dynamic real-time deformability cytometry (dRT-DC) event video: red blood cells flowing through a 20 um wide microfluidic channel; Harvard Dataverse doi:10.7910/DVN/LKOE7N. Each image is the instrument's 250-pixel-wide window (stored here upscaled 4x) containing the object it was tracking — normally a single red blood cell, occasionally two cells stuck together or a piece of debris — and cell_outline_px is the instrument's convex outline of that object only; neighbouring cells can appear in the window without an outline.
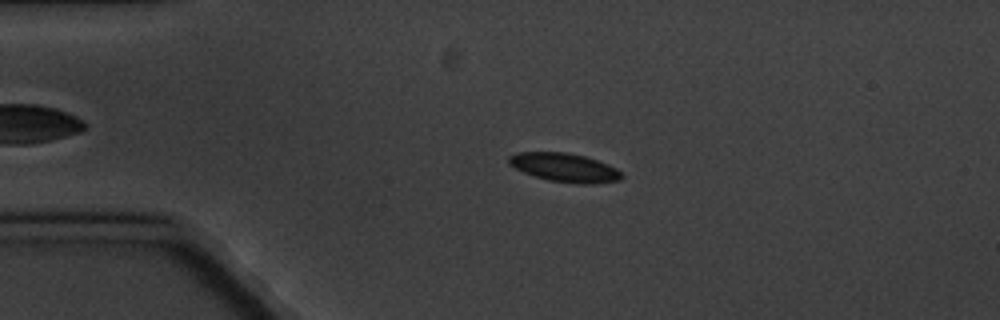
{"species": "common noctule bat (a hibernating species)", "species_latin": "Nyctalus noctula", "temperature_condition": "cold", "stored_images_in_passage": 4, "camera_frame_rate_fps": 3000, "um_per_image_px": 0.085, "animal": {"sex": "male", "body_mass_g": 20.1, "forearm_length_mm": 53.5}, "frame": {"image": 1, "passage_image": 3, "time_ms": 3.0, "image_size_px": [1000, 320], "cell_outline_px": [[624, 176], [620, 180], [596, 184], [580, 184], [548, 180], [524, 172], [508, 164], [508, 156], [516, 152], [568, 152], [584, 156], [608, 164], [616, 168]], "centroid_in_image_um": [48.0, 14.24], "position_along_channel_um": 37.0, "area_um2": 18.9}}